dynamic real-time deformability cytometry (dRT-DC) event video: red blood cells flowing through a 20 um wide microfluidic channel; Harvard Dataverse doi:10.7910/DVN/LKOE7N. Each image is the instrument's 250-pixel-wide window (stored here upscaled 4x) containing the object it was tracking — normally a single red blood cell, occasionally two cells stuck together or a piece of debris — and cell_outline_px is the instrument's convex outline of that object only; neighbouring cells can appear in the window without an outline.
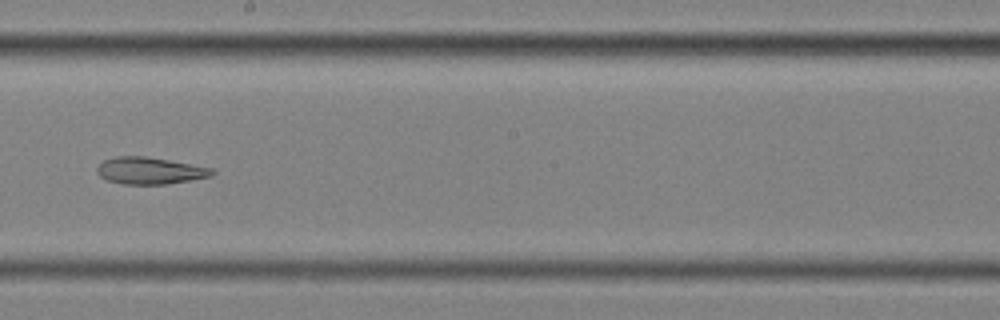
{"species": "common noctule bat (a hibernating species)", "species_latin": "Nyctalus noctula", "temperature_condition": "cold", "stored_images_in_passage": 10, "camera_frame_rate_fps": 3000, "um_per_image_px": 0.085, "animal": {"sex": "female", "body_mass_g": 25.1}, "frame": {"image": 1, "passage_image": 9, "time_ms": 2.667, "image_size_px": [1000, 320], "cell_outline_px": [[216, 172], [208, 176], [188, 180], [164, 184], [124, 184], [108, 180], [100, 176], [96, 172], [96, 168], [104, 160], [116, 156], [144, 156], [168, 160], [212, 168]], "centroid_in_image_um": [12.69, 14.5], "position_along_channel_um": 235.5, "area_um2": 17.69}}
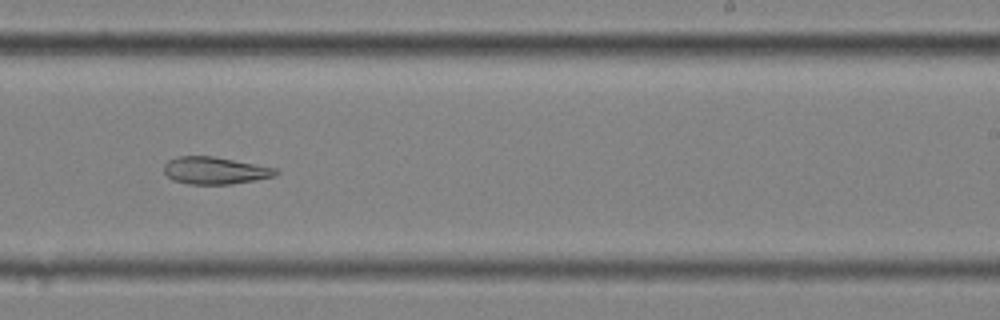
{"frame": {"image": 2, "passage_image": 10, "time_ms": 3.0, "image_size_px": [1000, 320], "cell_outline_px": [[280, 172], [276, 176], [232, 184], [188, 184], [172, 180], [164, 172], [164, 164], [168, 160], [180, 156], [212, 156], [276, 168]], "centroid_in_image_um": [18.27, 14.5], "position_along_channel_um": 270.7, "area_um2": 17.69}}